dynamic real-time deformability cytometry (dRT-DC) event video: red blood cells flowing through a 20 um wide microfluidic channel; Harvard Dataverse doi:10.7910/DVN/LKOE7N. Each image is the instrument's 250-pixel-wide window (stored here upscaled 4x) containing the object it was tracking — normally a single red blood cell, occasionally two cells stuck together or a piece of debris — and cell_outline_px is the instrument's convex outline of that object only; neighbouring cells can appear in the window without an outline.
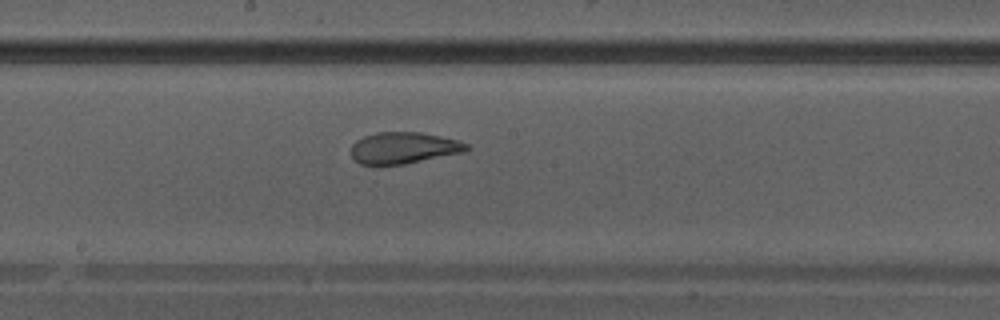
{"species": "Egyptian fruit bat (a non-hibernating species)", "species_latin": "Rousettus aegyptiacus", "temperature_condition": "warm", "stored_images_in_passage": 33, "camera_frame_rate_fps": 3000, "um_per_image_px": 0.085, "animal": {"sex": "male"}, "frame": {"image": 1, "passage_image": 15, "time_ms": 4.667, "image_size_px": [1000, 320], "cell_outline_px": [[472, 148], [464, 152], [404, 164], [360, 164], [352, 156], [352, 144], [356, 140], [364, 136], [376, 132], [420, 132], [460, 140], [468, 144]], "centroid_in_image_um": [34.35, 12.56], "position_along_channel_um": 213.8, "area_um2": 21.15}}